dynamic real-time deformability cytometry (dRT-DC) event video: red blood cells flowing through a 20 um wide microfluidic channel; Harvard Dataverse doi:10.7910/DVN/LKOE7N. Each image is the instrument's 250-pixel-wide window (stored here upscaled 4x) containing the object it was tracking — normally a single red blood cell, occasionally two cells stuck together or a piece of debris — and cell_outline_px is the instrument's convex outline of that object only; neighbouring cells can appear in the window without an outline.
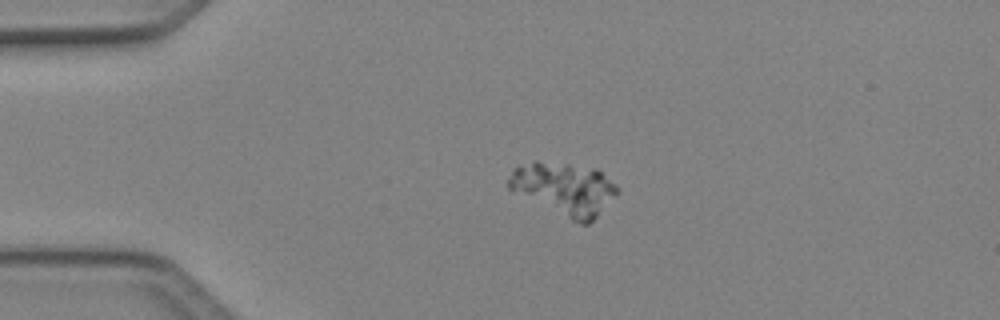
{"species": "Egyptian fruit bat (a non-hibernating species)", "species_latin": "Rousettus aegyptiacus", "temperature_condition": "cold", "stored_images_in_passage": 4, "camera_frame_rate_fps": 3000, "um_per_image_px": 0.085, "animal": {"sex": "female"}, "frame": {"image": 1, "passage_image": 3, "time_ms": 0.667, "image_size_px": [1000, 320], "cell_outline_px": [[620, 192], [588, 224], [580, 224], [512, 192], [508, 188], [508, 180], [512, 168], [536, 160], [568, 164], [596, 168], [616, 184], [620, 188]], "centroid_in_image_um": [47.96, 16.03], "position_along_channel_um": 37.0, "area_um2": 33.41}}